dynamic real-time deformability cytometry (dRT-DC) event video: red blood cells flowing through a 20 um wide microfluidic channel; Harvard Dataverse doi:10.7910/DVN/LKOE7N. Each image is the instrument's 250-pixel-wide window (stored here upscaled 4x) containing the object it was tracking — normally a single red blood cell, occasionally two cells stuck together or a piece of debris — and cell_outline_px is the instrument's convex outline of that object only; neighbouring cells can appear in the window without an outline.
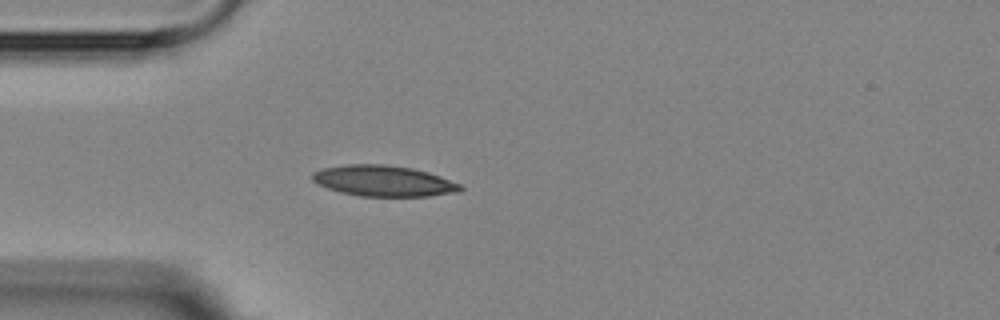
{"species": "Egyptian fruit bat (a non-hibernating species)", "species_latin": "Rousettus aegyptiacus", "temperature_condition": "room temperature", "stored_images_in_passage": 5, "camera_frame_rate_fps": 3000, "um_per_image_px": 0.085, "animal": {"sex": "female"}, "frame": {"image": 1, "passage_image": 5, "time_ms": 4.667, "image_size_px": [1000, 320], "cell_outline_px": [[464, 188], [460, 192], [428, 196], [360, 196], [340, 192], [328, 188], [312, 180], [312, 172], [324, 168], [348, 164], [384, 164], [412, 168], [428, 172], [440, 176], [460, 184]], "centroid_in_image_um": [32.63, 15.38], "position_along_channel_um": 52.4, "area_um2": 26.53}}